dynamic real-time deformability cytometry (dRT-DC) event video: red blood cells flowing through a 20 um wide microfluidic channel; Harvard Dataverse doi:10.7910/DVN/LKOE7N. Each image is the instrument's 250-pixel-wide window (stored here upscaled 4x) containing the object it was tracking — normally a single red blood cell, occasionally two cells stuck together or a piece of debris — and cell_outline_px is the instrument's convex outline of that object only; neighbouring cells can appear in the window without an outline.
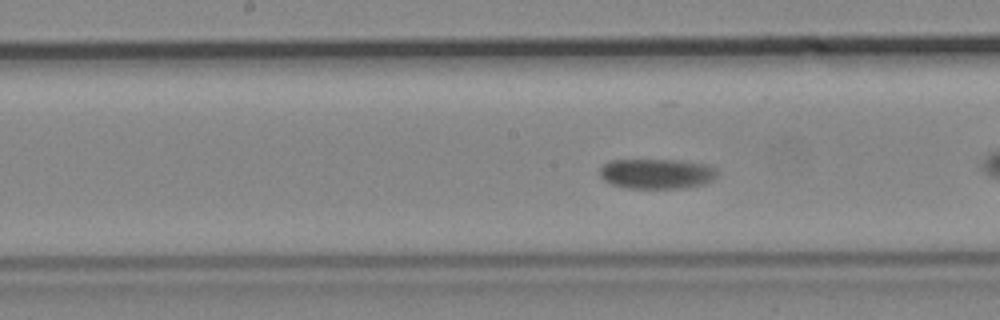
{"species": "common noctule bat (a hibernating species)", "species_latin": "Nyctalus noctula", "temperature_condition": "cold", "stored_images_in_passage": 89, "camera_frame_rate_fps": 3000, "um_per_image_px": 0.085, "animal": {"sex": "male", "body_mass_g": 19.2, "forearm_length_mm": 51.8}, "frame": {"image": 1, "passage_image": 56, "time_ms": 18.333, "image_size_px": [1000, 320], "cell_outline_px": [[716, 176], [712, 180], [704, 184], [684, 188], [628, 188], [612, 184], [604, 180], [600, 176], [600, 168], [608, 160], [676, 160], [708, 164], [716, 168]], "centroid_in_image_um": [55.82, 14.76], "position_along_channel_um": 192.4, "area_um2": 20.63}}
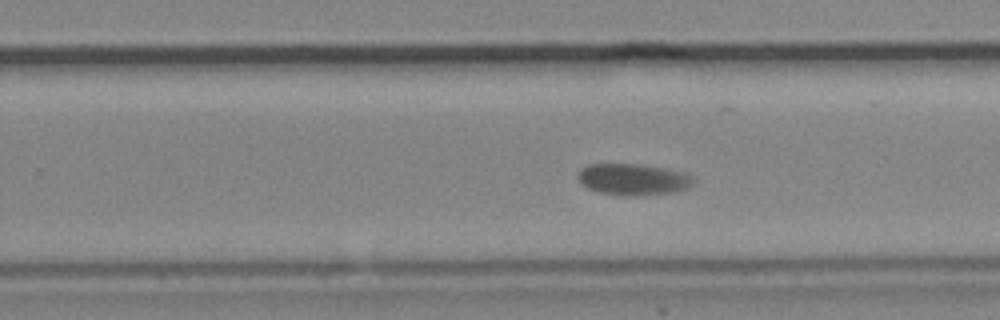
{"frame": {"image": 2, "passage_image": 64, "time_ms": 21.0, "image_size_px": [1000, 320], "cell_outline_px": [[692, 184], [688, 188], [676, 192], [600, 192], [588, 188], [576, 176], [580, 168], [588, 164], [636, 164], [664, 168], [684, 172], [692, 176]], "centroid_in_image_um": [53.8, 15.17], "position_along_channel_um": 276.0, "area_um2": 19.88}}
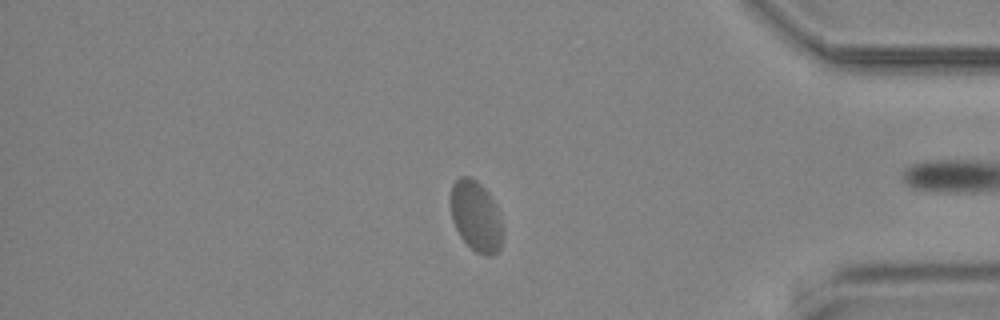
{"frame": {"image": 3, "passage_image": 78, "time_ms": 25.667, "image_size_px": [1000, 320], "cell_outline_px": [[504, 236], [500, 248], [492, 256], [484, 256], [476, 252], [460, 236], [452, 220], [452, 184], [460, 176], [468, 176], [476, 180], [488, 192], [496, 208], [500, 220]], "centroid_in_image_um": [40.47, 18.4], "position_along_channel_um": 394.7, "area_um2": 21.1}}